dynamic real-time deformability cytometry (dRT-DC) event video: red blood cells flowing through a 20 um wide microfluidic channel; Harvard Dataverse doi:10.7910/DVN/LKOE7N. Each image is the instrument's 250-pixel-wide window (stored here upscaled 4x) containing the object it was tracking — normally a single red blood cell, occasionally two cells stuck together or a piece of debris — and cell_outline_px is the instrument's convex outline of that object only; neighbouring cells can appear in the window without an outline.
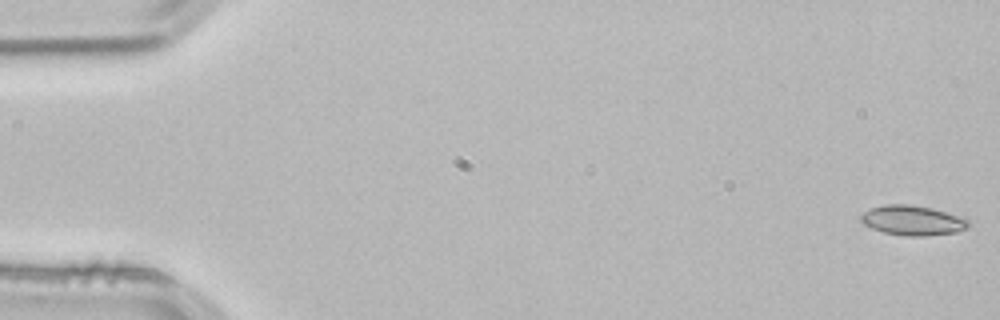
{"species": "common noctule bat (a hibernating species)", "species_latin": "Nyctalus noctula", "temperature_condition": "room temperature", "stored_images_in_passage": 53, "camera_frame_rate_fps": 3000, "um_per_image_px": 0.085, "animal": {"sex": "male", "body_mass_g": 21.5, "forearm_length_mm": 52.0}, "frame": {"image": 1, "passage_image": 1, "time_ms": 0.0, "image_size_px": [1000, 320], "cell_outline_px": [[972, 224], [968, 228], [956, 232], [924, 236], [904, 236], [884, 232], [872, 228], [864, 224], [860, 220], [860, 216], [864, 212], [872, 208], [884, 204], [908, 204], [932, 208], [968, 220]], "centroid_in_image_um": [77.56, 18.74], "position_along_channel_um": 7.4, "area_um2": 18.55}}
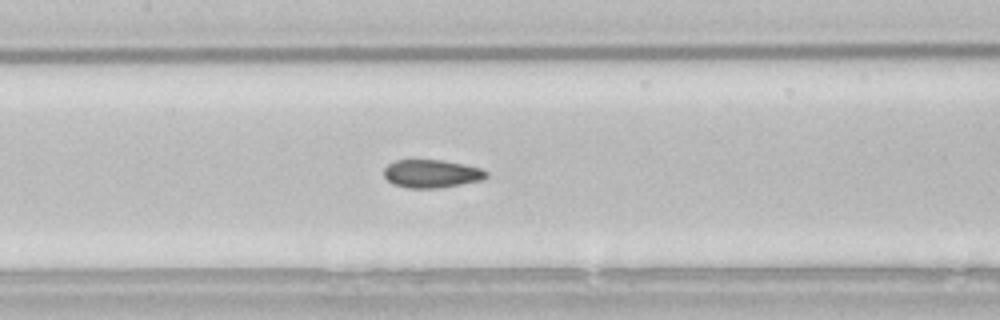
{"frame": {"image": 2, "passage_image": 25, "time_ms": 8.0, "image_size_px": [1000, 320], "cell_outline_px": [[488, 176], [480, 180], [440, 188], [408, 188], [392, 184], [384, 176], [384, 168], [392, 160], [444, 160], [464, 164], [480, 168], [488, 172]], "centroid_in_image_um": [36.65, 14.76], "position_along_channel_um": 170.7, "area_um2": 16.82}}
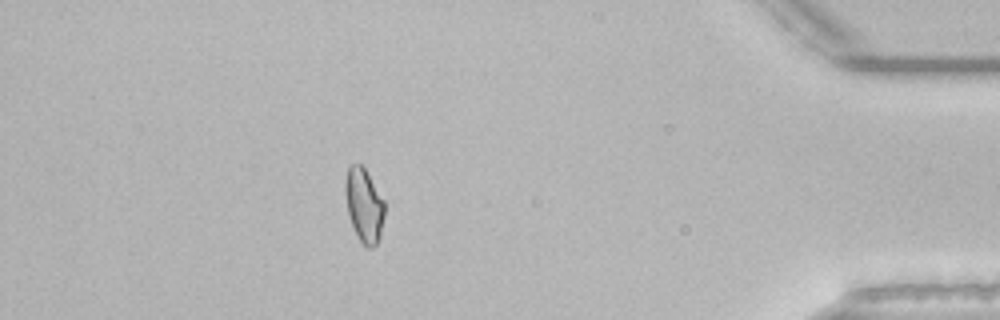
{"frame": {"image": 3, "passage_image": 47, "time_ms": 15.333, "image_size_px": [1000, 320], "cell_outline_px": [[384, 216], [380, 236], [376, 244], [372, 248], [368, 248], [360, 240], [348, 216], [344, 192], [344, 180], [348, 164], [360, 164], [364, 168], [384, 200]], "centroid_in_image_um": [30.92, 17.41], "position_along_channel_um": 404.3, "area_um2": 16.94}, "authors_computed_cell_mechanics": {"area_um2": 17.4556, "velocity_mm_per_s": 3.8451, "shape_relaxation_time_tau1_ms": null, "shape_relaxation_time_tau2_ms": 2.0735, "deformation_change_tau1": null, "deformation_change_tau2": 0.0632}}